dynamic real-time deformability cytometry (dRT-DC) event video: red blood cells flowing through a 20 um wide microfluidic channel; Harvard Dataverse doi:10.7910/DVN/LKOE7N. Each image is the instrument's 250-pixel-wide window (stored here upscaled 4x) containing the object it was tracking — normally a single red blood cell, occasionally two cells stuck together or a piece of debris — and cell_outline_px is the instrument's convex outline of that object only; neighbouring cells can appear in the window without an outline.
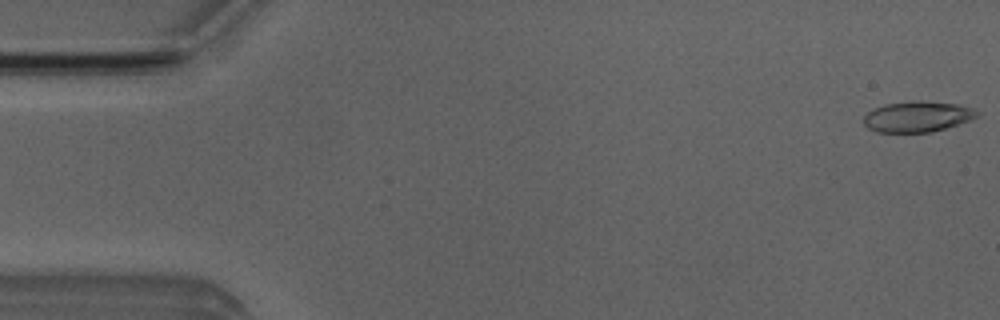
{"species": "Egyptian fruit bat (a non-hibernating species)", "species_latin": "Rousettus aegyptiacus", "temperature_condition": "room temperature", "stored_images_in_passage": 4, "camera_frame_rate_fps": 3000, "um_per_image_px": 0.085, "animal": {"sex": "male"}, "frame": {"image": 1, "passage_image": 1, "time_ms": 0.0, "image_size_px": [1000, 320], "cell_outline_px": [[980, 112], [972, 120], [932, 132], [876, 132], [868, 128], [864, 124], [864, 116], [872, 108], [884, 104], [912, 100], [920, 100], [956, 104], [972, 108]], "centroid_in_image_um": [77.96, 9.9], "position_along_channel_um": 7.0, "area_um2": 20.46}}